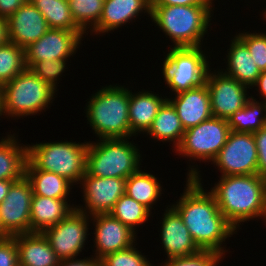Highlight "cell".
I'll return each instance as SVG.
<instances>
[{
	"label": "cell",
	"mask_w": 266,
	"mask_h": 266,
	"mask_svg": "<svg viewBox=\"0 0 266 266\" xmlns=\"http://www.w3.org/2000/svg\"><path fill=\"white\" fill-rule=\"evenodd\" d=\"M197 166V167H196ZM190 165L184 193L171 206L182 217L190 235L200 250H210L225 257L224 246L237 230L220 212L211 192L204 190L198 165ZM194 167V168H193ZM198 168V169H197Z\"/></svg>",
	"instance_id": "1"
},
{
	"label": "cell",
	"mask_w": 266,
	"mask_h": 266,
	"mask_svg": "<svg viewBox=\"0 0 266 266\" xmlns=\"http://www.w3.org/2000/svg\"><path fill=\"white\" fill-rule=\"evenodd\" d=\"M218 181L209 191L220 212L236 230L243 222L257 218H263L266 224L265 178L259 174L234 175L220 176Z\"/></svg>",
	"instance_id": "2"
},
{
	"label": "cell",
	"mask_w": 266,
	"mask_h": 266,
	"mask_svg": "<svg viewBox=\"0 0 266 266\" xmlns=\"http://www.w3.org/2000/svg\"><path fill=\"white\" fill-rule=\"evenodd\" d=\"M212 6L214 7V5L151 6V20L167 37L169 36L174 48L200 47L211 25L209 22L214 12Z\"/></svg>",
	"instance_id": "3"
},
{
	"label": "cell",
	"mask_w": 266,
	"mask_h": 266,
	"mask_svg": "<svg viewBox=\"0 0 266 266\" xmlns=\"http://www.w3.org/2000/svg\"><path fill=\"white\" fill-rule=\"evenodd\" d=\"M87 103L84 111L88 124L99 139L134 136L129 124V88L102 86Z\"/></svg>",
	"instance_id": "4"
},
{
	"label": "cell",
	"mask_w": 266,
	"mask_h": 266,
	"mask_svg": "<svg viewBox=\"0 0 266 266\" xmlns=\"http://www.w3.org/2000/svg\"><path fill=\"white\" fill-rule=\"evenodd\" d=\"M131 138L99 139L90 142L86 154V173L96 177L127 179L140 169L142 156ZM141 160V161H140Z\"/></svg>",
	"instance_id": "5"
},
{
	"label": "cell",
	"mask_w": 266,
	"mask_h": 266,
	"mask_svg": "<svg viewBox=\"0 0 266 266\" xmlns=\"http://www.w3.org/2000/svg\"><path fill=\"white\" fill-rule=\"evenodd\" d=\"M88 144L76 141L27 144L28 161L38 170L56 173L78 185L86 173Z\"/></svg>",
	"instance_id": "6"
},
{
	"label": "cell",
	"mask_w": 266,
	"mask_h": 266,
	"mask_svg": "<svg viewBox=\"0 0 266 266\" xmlns=\"http://www.w3.org/2000/svg\"><path fill=\"white\" fill-rule=\"evenodd\" d=\"M55 92L57 91L30 69H26L3 85L1 97L3 116L19 119L41 113L52 104Z\"/></svg>",
	"instance_id": "7"
},
{
	"label": "cell",
	"mask_w": 266,
	"mask_h": 266,
	"mask_svg": "<svg viewBox=\"0 0 266 266\" xmlns=\"http://www.w3.org/2000/svg\"><path fill=\"white\" fill-rule=\"evenodd\" d=\"M162 64L164 82L178 94L205 83L210 62L200 47L170 48Z\"/></svg>",
	"instance_id": "8"
},
{
	"label": "cell",
	"mask_w": 266,
	"mask_h": 266,
	"mask_svg": "<svg viewBox=\"0 0 266 266\" xmlns=\"http://www.w3.org/2000/svg\"><path fill=\"white\" fill-rule=\"evenodd\" d=\"M231 130L226 119L211 117L185 130L175 153L189 161L211 162L227 142Z\"/></svg>",
	"instance_id": "9"
},
{
	"label": "cell",
	"mask_w": 266,
	"mask_h": 266,
	"mask_svg": "<svg viewBox=\"0 0 266 266\" xmlns=\"http://www.w3.org/2000/svg\"><path fill=\"white\" fill-rule=\"evenodd\" d=\"M258 154L253 133L231 131L212 161L221 176L258 174Z\"/></svg>",
	"instance_id": "10"
},
{
	"label": "cell",
	"mask_w": 266,
	"mask_h": 266,
	"mask_svg": "<svg viewBox=\"0 0 266 266\" xmlns=\"http://www.w3.org/2000/svg\"><path fill=\"white\" fill-rule=\"evenodd\" d=\"M90 216L77 208L42 233L60 260L73 259L85 249Z\"/></svg>",
	"instance_id": "11"
},
{
	"label": "cell",
	"mask_w": 266,
	"mask_h": 266,
	"mask_svg": "<svg viewBox=\"0 0 266 266\" xmlns=\"http://www.w3.org/2000/svg\"><path fill=\"white\" fill-rule=\"evenodd\" d=\"M210 95L213 117L228 119L243 108L250 96L248 87L236 79L218 71L209 69L205 81Z\"/></svg>",
	"instance_id": "12"
},
{
	"label": "cell",
	"mask_w": 266,
	"mask_h": 266,
	"mask_svg": "<svg viewBox=\"0 0 266 266\" xmlns=\"http://www.w3.org/2000/svg\"><path fill=\"white\" fill-rule=\"evenodd\" d=\"M85 33L82 30L50 29L25 48L27 69L35 62L68 59L76 54Z\"/></svg>",
	"instance_id": "13"
},
{
	"label": "cell",
	"mask_w": 266,
	"mask_h": 266,
	"mask_svg": "<svg viewBox=\"0 0 266 266\" xmlns=\"http://www.w3.org/2000/svg\"><path fill=\"white\" fill-rule=\"evenodd\" d=\"M83 189V205H75L79 211L88 216L109 213L115 203L125 194L126 179L115 177H96L85 173L80 180Z\"/></svg>",
	"instance_id": "14"
},
{
	"label": "cell",
	"mask_w": 266,
	"mask_h": 266,
	"mask_svg": "<svg viewBox=\"0 0 266 266\" xmlns=\"http://www.w3.org/2000/svg\"><path fill=\"white\" fill-rule=\"evenodd\" d=\"M32 196L31 183L24 176L12 183L0 204L1 222L11 236L30 233Z\"/></svg>",
	"instance_id": "15"
},
{
	"label": "cell",
	"mask_w": 266,
	"mask_h": 266,
	"mask_svg": "<svg viewBox=\"0 0 266 266\" xmlns=\"http://www.w3.org/2000/svg\"><path fill=\"white\" fill-rule=\"evenodd\" d=\"M94 231V257L101 259L105 255L131 247L136 242V234L110 213H100L90 216Z\"/></svg>",
	"instance_id": "16"
},
{
	"label": "cell",
	"mask_w": 266,
	"mask_h": 266,
	"mask_svg": "<svg viewBox=\"0 0 266 266\" xmlns=\"http://www.w3.org/2000/svg\"><path fill=\"white\" fill-rule=\"evenodd\" d=\"M7 28L8 41L24 49L49 30L46 19L33 4L28 2L7 19Z\"/></svg>",
	"instance_id": "17"
},
{
	"label": "cell",
	"mask_w": 266,
	"mask_h": 266,
	"mask_svg": "<svg viewBox=\"0 0 266 266\" xmlns=\"http://www.w3.org/2000/svg\"><path fill=\"white\" fill-rule=\"evenodd\" d=\"M169 207V208H168ZM162 215L160 238L167 259L191 256L200 251L179 213L168 205Z\"/></svg>",
	"instance_id": "18"
},
{
	"label": "cell",
	"mask_w": 266,
	"mask_h": 266,
	"mask_svg": "<svg viewBox=\"0 0 266 266\" xmlns=\"http://www.w3.org/2000/svg\"><path fill=\"white\" fill-rule=\"evenodd\" d=\"M167 100L175 108L184 130L195 127L213 117L206 83L178 93L173 98L167 97Z\"/></svg>",
	"instance_id": "19"
},
{
	"label": "cell",
	"mask_w": 266,
	"mask_h": 266,
	"mask_svg": "<svg viewBox=\"0 0 266 266\" xmlns=\"http://www.w3.org/2000/svg\"><path fill=\"white\" fill-rule=\"evenodd\" d=\"M141 13L151 17V0H105L101 18L90 32L93 35L108 33L132 23Z\"/></svg>",
	"instance_id": "20"
},
{
	"label": "cell",
	"mask_w": 266,
	"mask_h": 266,
	"mask_svg": "<svg viewBox=\"0 0 266 266\" xmlns=\"http://www.w3.org/2000/svg\"><path fill=\"white\" fill-rule=\"evenodd\" d=\"M16 240L19 266H59L60 259L41 232L12 236Z\"/></svg>",
	"instance_id": "21"
},
{
	"label": "cell",
	"mask_w": 266,
	"mask_h": 266,
	"mask_svg": "<svg viewBox=\"0 0 266 266\" xmlns=\"http://www.w3.org/2000/svg\"><path fill=\"white\" fill-rule=\"evenodd\" d=\"M166 97L143 89L138 93L129 90V124L134 136L148 131Z\"/></svg>",
	"instance_id": "22"
},
{
	"label": "cell",
	"mask_w": 266,
	"mask_h": 266,
	"mask_svg": "<svg viewBox=\"0 0 266 266\" xmlns=\"http://www.w3.org/2000/svg\"><path fill=\"white\" fill-rule=\"evenodd\" d=\"M67 199H53L40 195H33L30 211V232H43L55 226L72 210L74 204H68Z\"/></svg>",
	"instance_id": "23"
},
{
	"label": "cell",
	"mask_w": 266,
	"mask_h": 266,
	"mask_svg": "<svg viewBox=\"0 0 266 266\" xmlns=\"http://www.w3.org/2000/svg\"><path fill=\"white\" fill-rule=\"evenodd\" d=\"M226 55L227 67L222 73L252 89L261 71L256 66L247 46L235 35Z\"/></svg>",
	"instance_id": "24"
},
{
	"label": "cell",
	"mask_w": 266,
	"mask_h": 266,
	"mask_svg": "<svg viewBox=\"0 0 266 266\" xmlns=\"http://www.w3.org/2000/svg\"><path fill=\"white\" fill-rule=\"evenodd\" d=\"M19 143L15 133L0 140V180L15 182L25 176L28 147Z\"/></svg>",
	"instance_id": "25"
},
{
	"label": "cell",
	"mask_w": 266,
	"mask_h": 266,
	"mask_svg": "<svg viewBox=\"0 0 266 266\" xmlns=\"http://www.w3.org/2000/svg\"><path fill=\"white\" fill-rule=\"evenodd\" d=\"M25 176L31 183L33 195L53 199H68L73 183L63 176L50 171L36 169L29 161L26 163Z\"/></svg>",
	"instance_id": "26"
},
{
	"label": "cell",
	"mask_w": 266,
	"mask_h": 266,
	"mask_svg": "<svg viewBox=\"0 0 266 266\" xmlns=\"http://www.w3.org/2000/svg\"><path fill=\"white\" fill-rule=\"evenodd\" d=\"M185 130L173 105L166 100L159 108L146 132L152 140L173 142L174 151L180 145Z\"/></svg>",
	"instance_id": "27"
},
{
	"label": "cell",
	"mask_w": 266,
	"mask_h": 266,
	"mask_svg": "<svg viewBox=\"0 0 266 266\" xmlns=\"http://www.w3.org/2000/svg\"><path fill=\"white\" fill-rule=\"evenodd\" d=\"M159 181L155 175L140 168L126 179L125 193L151 211L162 194Z\"/></svg>",
	"instance_id": "28"
},
{
	"label": "cell",
	"mask_w": 266,
	"mask_h": 266,
	"mask_svg": "<svg viewBox=\"0 0 266 266\" xmlns=\"http://www.w3.org/2000/svg\"><path fill=\"white\" fill-rule=\"evenodd\" d=\"M231 131L254 133L266 126V103L252 95L243 108L227 119Z\"/></svg>",
	"instance_id": "29"
},
{
	"label": "cell",
	"mask_w": 266,
	"mask_h": 266,
	"mask_svg": "<svg viewBox=\"0 0 266 266\" xmlns=\"http://www.w3.org/2000/svg\"><path fill=\"white\" fill-rule=\"evenodd\" d=\"M46 19L50 29L81 30L74 22L68 0H26Z\"/></svg>",
	"instance_id": "30"
},
{
	"label": "cell",
	"mask_w": 266,
	"mask_h": 266,
	"mask_svg": "<svg viewBox=\"0 0 266 266\" xmlns=\"http://www.w3.org/2000/svg\"><path fill=\"white\" fill-rule=\"evenodd\" d=\"M109 213L136 233V227L145 223L152 212L125 193Z\"/></svg>",
	"instance_id": "31"
},
{
	"label": "cell",
	"mask_w": 266,
	"mask_h": 266,
	"mask_svg": "<svg viewBox=\"0 0 266 266\" xmlns=\"http://www.w3.org/2000/svg\"><path fill=\"white\" fill-rule=\"evenodd\" d=\"M27 69L25 49L7 41L0 45V82L11 81Z\"/></svg>",
	"instance_id": "32"
},
{
	"label": "cell",
	"mask_w": 266,
	"mask_h": 266,
	"mask_svg": "<svg viewBox=\"0 0 266 266\" xmlns=\"http://www.w3.org/2000/svg\"><path fill=\"white\" fill-rule=\"evenodd\" d=\"M105 0H68L71 16L75 24L88 34L98 24Z\"/></svg>",
	"instance_id": "33"
},
{
	"label": "cell",
	"mask_w": 266,
	"mask_h": 266,
	"mask_svg": "<svg viewBox=\"0 0 266 266\" xmlns=\"http://www.w3.org/2000/svg\"><path fill=\"white\" fill-rule=\"evenodd\" d=\"M137 244L131 247L109 253L100 259L101 266H155L150 263L140 250L135 248Z\"/></svg>",
	"instance_id": "34"
},
{
	"label": "cell",
	"mask_w": 266,
	"mask_h": 266,
	"mask_svg": "<svg viewBox=\"0 0 266 266\" xmlns=\"http://www.w3.org/2000/svg\"><path fill=\"white\" fill-rule=\"evenodd\" d=\"M69 59L61 60H44L35 62L29 69L45 83L50 85L53 89L57 91V83L59 76L62 77L66 67V62Z\"/></svg>",
	"instance_id": "35"
},
{
	"label": "cell",
	"mask_w": 266,
	"mask_h": 266,
	"mask_svg": "<svg viewBox=\"0 0 266 266\" xmlns=\"http://www.w3.org/2000/svg\"><path fill=\"white\" fill-rule=\"evenodd\" d=\"M236 36L247 46L256 66L260 71L266 70V33H238Z\"/></svg>",
	"instance_id": "36"
},
{
	"label": "cell",
	"mask_w": 266,
	"mask_h": 266,
	"mask_svg": "<svg viewBox=\"0 0 266 266\" xmlns=\"http://www.w3.org/2000/svg\"><path fill=\"white\" fill-rule=\"evenodd\" d=\"M224 257L217 252L200 250L191 256L166 259L160 266H217Z\"/></svg>",
	"instance_id": "37"
},
{
	"label": "cell",
	"mask_w": 266,
	"mask_h": 266,
	"mask_svg": "<svg viewBox=\"0 0 266 266\" xmlns=\"http://www.w3.org/2000/svg\"><path fill=\"white\" fill-rule=\"evenodd\" d=\"M0 266H19L16 240L13 237L0 241Z\"/></svg>",
	"instance_id": "38"
},
{
	"label": "cell",
	"mask_w": 266,
	"mask_h": 266,
	"mask_svg": "<svg viewBox=\"0 0 266 266\" xmlns=\"http://www.w3.org/2000/svg\"><path fill=\"white\" fill-rule=\"evenodd\" d=\"M257 154H258V174L266 179V126L253 133Z\"/></svg>",
	"instance_id": "39"
},
{
	"label": "cell",
	"mask_w": 266,
	"mask_h": 266,
	"mask_svg": "<svg viewBox=\"0 0 266 266\" xmlns=\"http://www.w3.org/2000/svg\"><path fill=\"white\" fill-rule=\"evenodd\" d=\"M214 0H151V6L214 5Z\"/></svg>",
	"instance_id": "40"
},
{
	"label": "cell",
	"mask_w": 266,
	"mask_h": 266,
	"mask_svg": "<svg viewBox=\"0 0 266 266\" xmlns=\"http://www.w3.org/2000/svg\"><path fill=\"white\" fill-rule=\"evenodd\" d=\"M26 0H0V17L8 19Z\"/></svg>",
	"instance_id": "41"
},
{
	"label": "cell",
	"mask_w": 266,
	"mask_h": 266,
	"mask_svg": "<svg viewBox=\"0 0 266 266\" xmlns=\"http://www.w3.org/2000/svg\"><path fill=\"white\" fill-rule=\"evenodd\" d=\"M59 266H101L100 260L94 258L93 256L90 258H84V259H65L60 260Z\"/></svg>",
	"instance_id": "42"
},
{
	"label": "cell",
	"mask_w": 266,
	"mask_h": 266,
	"mask_svg": "<svg viewBox=\"0 0 266 266\" xmlns=\"http://www.w3.org/2000/svg\"><path fill=\"white\" fill-rule=\"evenodd\" d=\"M257 87L258 89L256 91L259 92V95L261 96V99H263V102L266 103V70L261 71L257 81L252 86Z\"/></svg>",
	"instance_id": "43"
},
{
	"label": "cell",
	"mask_w": 266,
	"mask_h": 266,
	"mask_svg": "<svg viewBox=\"0 0 266 266\" xmlns=\"http://www.w3.org/2000/svg\"><path fill=\"white\" fill-rule=\"evenodd\" d=\"M8 41L7 19L0 17V45Z\"/></svg>",
	"instance_id": "44"
},
{
	"label": "cell",
	"mask_w": 266,
	"mask_h": 266,
	"mask_svg": "<svg viewBox=\"0 0 266 266\" xmlns=\"http://www.w3.org/2000/svg\"><path fill=\"white\" fill-rule=\"evenodd\" d=\"M13 180H0V204L5 199Z\"/></svg>",
	"instance_id": "45"
},
{
	"label": "cell",
	"mask_w": 266,
	"mask_h": 266,
	"mask_svg": "<svg viewBox=\"0 0 266 266\" xmlns=\"http://www.w3.org/2000/svg\"><path fill=\"white\" fill-rule=\"evenodd\" d=\"M12 237L5 229L0 218V241Z\"/></svg>",
	"instance_id": "46"
},
{
	"label": "cell",
	"mask_w": 266,
	"mask_h": 266,
	"mask_svg": "<svg viewBox=\"0 0 266 266\" xmlns=\"http://www.w3.org/2000/svg\"><path fill=\"white\" fill-rule=\"evenodd\" d=\"M3 116V112H2V104H1V97H0V117Z\"/></svg>",
	"instance_id": "47"
},
{
	"label": "cell",
	"mask_w": 266,
	"mask_h": 266,
	"mask_svg": "<svg viewBox=\"0 0 266 266\" xmlns=\"http://www.w3.org/2000/svg\"><path fill=\"white\" fill-rule=\"evenodd\" d=\"M2 90H3V85H2V83L0 82V97H2Z\"/></svg>",
	"instance_id": "48"
},
{
	"label": "cell",
	"mask_w": 266,
	"mask_h": 266,
	"mask_svg": "<svg viewBox=\"0 0 266 266\" xmlns=\"http://www.w3.org/2000/svg\"><path fill=\"white\" fill-rule=\"evenodd\" d=\"M262 12H263L262 14H263V17H264L263 19L266 20V10L264 9V11H262Z\"/></svg>",
	"instance_id": "49"
}]
</instances>
